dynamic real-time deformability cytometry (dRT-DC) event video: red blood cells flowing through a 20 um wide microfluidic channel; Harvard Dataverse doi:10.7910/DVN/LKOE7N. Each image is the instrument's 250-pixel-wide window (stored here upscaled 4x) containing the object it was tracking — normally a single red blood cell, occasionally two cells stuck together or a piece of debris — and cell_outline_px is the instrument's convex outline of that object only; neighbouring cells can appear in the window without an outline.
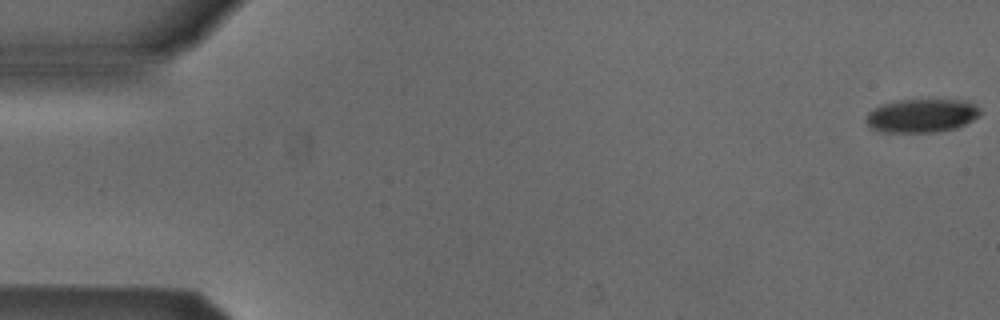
{"species": "Egyptian fruit bat (a non-hibernating species)", "species_latin": "Rousettus aegyptiacus", "temperature_condition": "cold", "stored_images_in_passage": 25, "camera_frame_rate_fps": 3000, "um_per_image_px": 0.085, "animal": {"sex": "male"}, "frame": {"image": 1, "passage_image": 1, "time_ms": 0.0, "image_size_px": [1000, 320], "cell_outline_px": [[980, 116], [956, 128], [936, 132], [884, 132], [872, 128], [864, 120], [868, 112], [872, 108], [880, 104], [896, 100], [964, 100], [976, 104], [980, 108]], "centroid_in_image_um": [78.33, 9.82], "position_along_channel_um": 6.7, "area_um2": 22.48}}
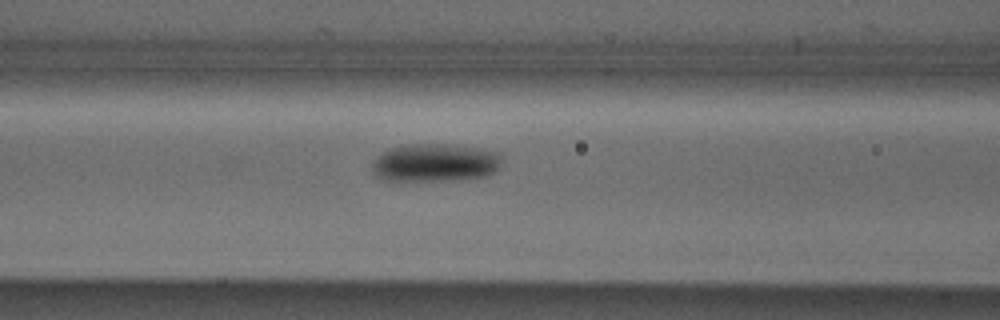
{"frame": {"image": 2, "passage_image": 22, "time_ms": 7.0, "image_size_px": [1000, 320], "cell_outline_px": [[500, 168], [496, 172], [484, 176], [448, 180], [388, 180], [376, 176], [372, 172], [372, 160], [376, 156], [392, 148], [408, 144], [452, 144], [500, 152]], "centroid_in_image_um": [36.98, 13.82], "position_along_channel_um": 129.6, "area_um2": 28.67}}
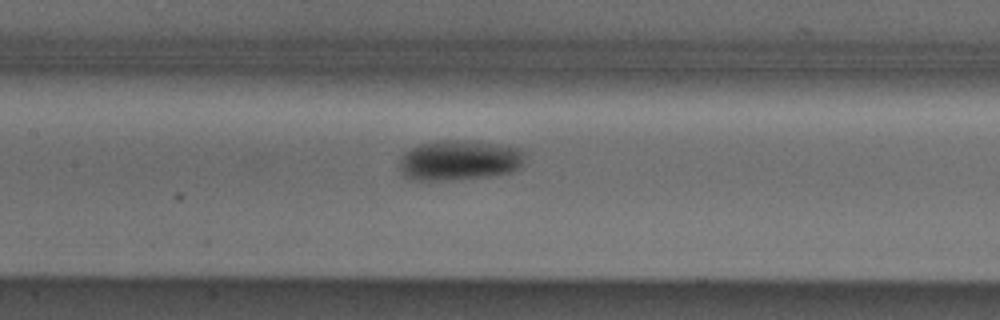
{"frame": {"image": 3, "passage_image": 25, "time_ms": 8.0, "image_size_px": [1000, 320], "cell_outline_px": [[524, 160], [520, 168], [508, 172], [488, 176], [456, 180], [412, 180], [404, 176], [400, 172], [400, 156], [404, 152], [420, 144], [440, 140], [464, 140], [500, 144], [520, 148], [524, 152]], "centroid_in_image_um": [39.02, 13.62], "position_along_channel_um": 168.4, "area_um2": 29.59}}